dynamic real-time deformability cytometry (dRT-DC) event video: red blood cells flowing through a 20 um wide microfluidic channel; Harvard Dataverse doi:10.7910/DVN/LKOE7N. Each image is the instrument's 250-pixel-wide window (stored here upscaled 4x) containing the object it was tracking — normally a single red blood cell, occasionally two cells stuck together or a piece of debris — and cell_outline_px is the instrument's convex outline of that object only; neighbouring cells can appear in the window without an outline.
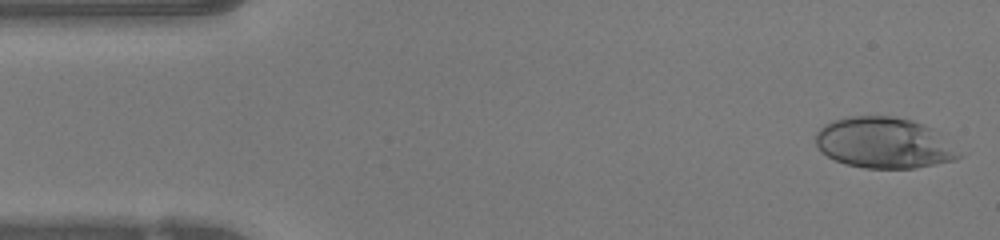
{"species": "human", "species_latin": "Homo sapiens", "temperature_condition": "warm", "stored_images_in_passage": 46, "camera_frame_rate_fps": 3000, "um_per_image_px": 0.085, "donor": {"sex": "female"}, "frame": {"image": 1, "passage_image": 1, "time_ms": 0.0, "image_size_px": [1000, 240], "cell_outline_px": [[964, 156], [956, 160], [916, 168], [864, 168], [844, 164], [828, 156], [816, 144], [816, 132], [824, 124], [832, 120], [848, 116], [892, 116], [912, 120], [932, 128]], "centroid_in_image_um": [75.13, 12.15], "position_along_channel_um": 9.9, "area_um2": 42.37}}
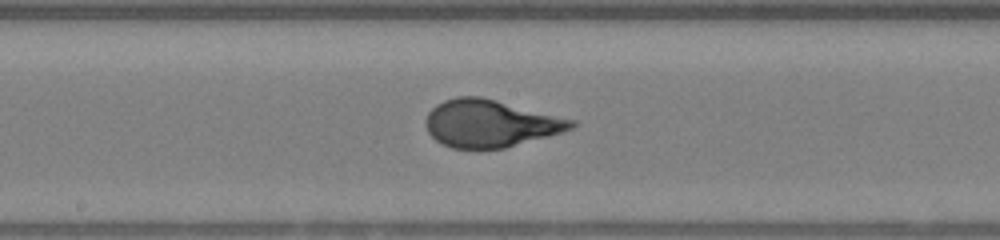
{"frame": {"image": 2, "passage_image": 23, "time_ms": 7.333, "image_size_px": [1000, 240], "cell_outline_px": [[576, 124], [572, 128], [548, 136], [504, 148], [452, 148], [436, 140], [428, 132], [424, 120], [428, 112], [436, 104], [444, 100], [456, 96], [480, 96], [576, 120]], "centroid_in_image_um": [41.64, 10.48], "position_along_channel_um": 206.6, "area_um2": 39.88}}
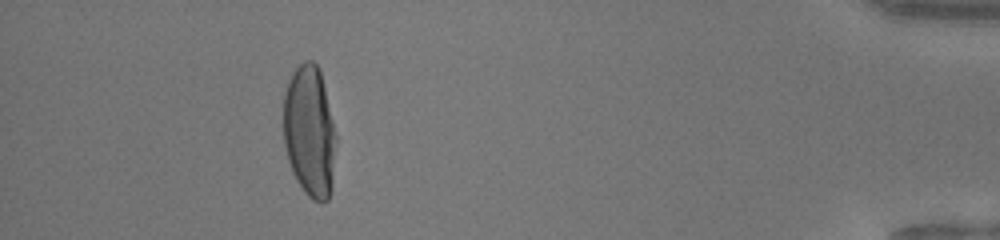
{"frame": {"image": 3, "passage_image": 42, "time_ms": 13.667, "image_size_px": [1000, 240], "cell_outline_px": [[336, 144], [332, 188], [328, 200], [324, 204], [320, 204], [312, 200], [304, 192], [296, 180], [292, 172], [288, 160], [284, 144], [284, 92], [288, 80], [292, 72], [304, 60], [312, 60], [320, 68], [336, 136]], "centroid_in_image_um": [26.32, 11.21], "position_along_channel_um": 408.9, "area_um2": 40.81}, "authors_computed_cell_mechanics": {"area_um2": 40.1999, "velocity_mm_per_s": 4.2361, "shape_relaxation_time_tau1_ms": 5.9831, "shape_relaxation_time_tau2_ms": null, "deformation_change_tau1": 0.3164, "deformation_change_tau2": null}}